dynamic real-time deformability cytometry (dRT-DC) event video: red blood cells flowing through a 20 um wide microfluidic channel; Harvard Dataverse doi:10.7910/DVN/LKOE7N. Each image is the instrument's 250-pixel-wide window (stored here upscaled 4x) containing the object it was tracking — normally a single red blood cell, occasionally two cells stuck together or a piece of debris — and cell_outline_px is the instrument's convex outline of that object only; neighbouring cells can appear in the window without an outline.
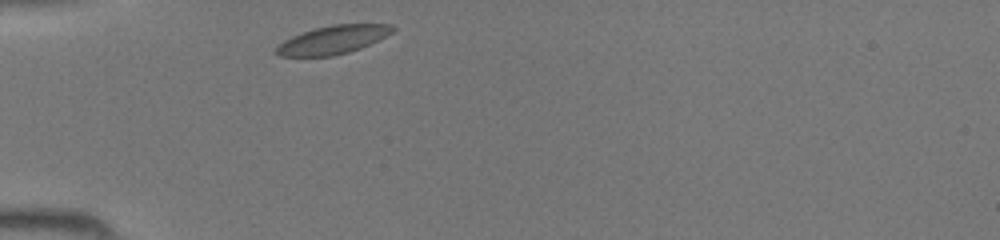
{"species": "common noctule bat (a hibernating species)", "species_latin": "Nyctalus noctula", "temperature_condition": "room temperature", "stored_images_in_passage": 27, "camera_frame_rate_fps": 3000, "um_per_image_px": 0.085, "animal": {"sex": "female", "body_mass_g": 19.5, "forearm_length_mm": 54.1}, "frame": {"image": 1, "passage_image": 1, "time_ms": 0.0, "image_size_px": [1000, 240], "cell_outline_px": [[396, 28], [392, 32], [360, 48], [348, 52], [332, 56], [280, 56], [276, 52], [276, 48], [284, 40], [300, 32], [332, 24], [392, 24]], "centroid_in_image_um": [28.28, 3.37], "position_along_channel_um": 56.7, "area_um2": 18.96}}
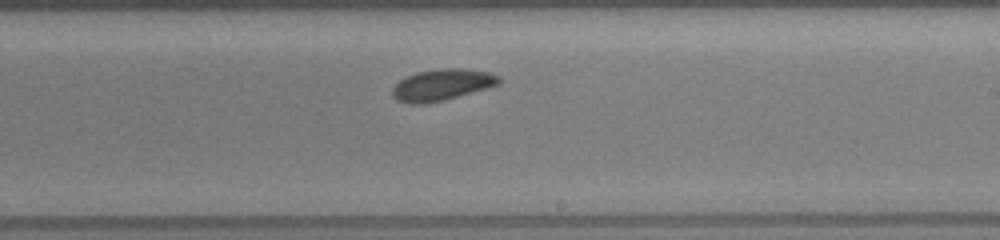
{"frame": {"image": 2, "passage_image": 15, "time_ms": 4.667, "image_size_px": [1000, 240], "cell_outline_px": [[500, 84], [444, 100], [424, 104], [408, 104], [396, 100], [392, 96], [392, 88], [404, 76], [416, 72], [440, 68], [464, 68], [488, 72], [500, 76]], "centroid_in_image_um": [37.53, 7.2], "position_along_channel_um": 251.5, "area_um2": 19.65}}
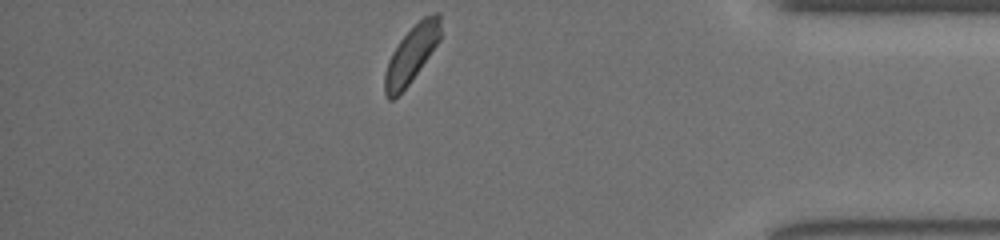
{"frame": {"image": 3, "passage_image": 27, "time_ms": 8.667, "image_size_px": [1000, 240], "cell_outline_px": [[440, 40], [408, 84], [392, 100], [388, 100], [384, 92], [384, 76], [388, 60], [392, 52], [400, 40], [424, 16], [436, 12], [440, 12]], "centroid_in_image_um": [34.96, 4.61], "position_along_channel_um": 400.2, "area_um2": 17.98}}